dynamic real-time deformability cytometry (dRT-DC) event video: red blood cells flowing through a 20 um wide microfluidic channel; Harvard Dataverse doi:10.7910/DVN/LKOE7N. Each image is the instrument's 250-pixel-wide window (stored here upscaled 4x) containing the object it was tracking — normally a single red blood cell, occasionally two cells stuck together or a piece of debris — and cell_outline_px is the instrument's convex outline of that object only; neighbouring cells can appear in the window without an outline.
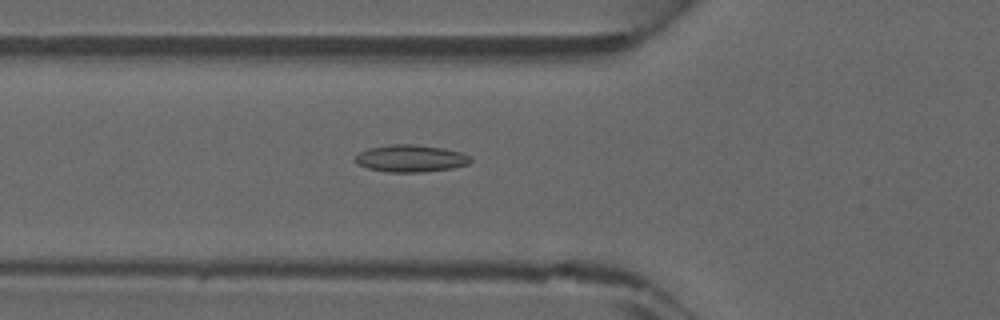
{"species": "common noctule bat (a hibernating species)", "species_latin": "Nyctalus noctula", "temperature_condition": "warm", "stored_images_in_passage": 39, "camera_frame_rate_fps": 3000, "um_per_image_px": 0.085, "animal": {"sex": "male", "forearm_length_mm": 52.5}, "frame": {"image": 1, "passage_image": 10, "time_ms": 3.0, "image_size_px": [1000, 320], "cell_outline_px": [[472, 160], [468, 164], [452, 168], [420, 172], [388, 172], [368, 168], [356, 164], [356, 156], [360, 152], [368, 148], [392, 144], [412, 144], [444, 148], [460, 152], [472, 156]], "centroid_in_image_um": [34.92, 13.46], "position_along_channel_um": 90.9, "area_um2": 18.21}}
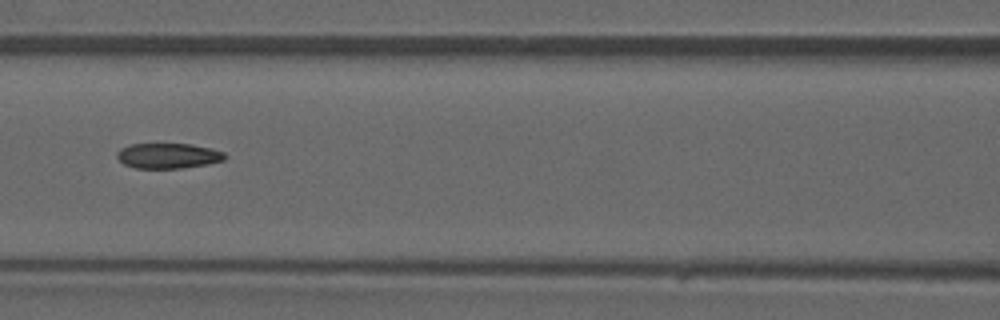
{"frame": {"image": 2, "passage_image": 14, "time_ms": 4.333, "image_size_px": [1000, 320], "cell_outline_px": [[228, 156], [224, 160], [208, 164], [180, 168], [136, 168], [124, 164], [116, 156], [116, 152], [120, 148], [128, 144], [192, 144], [212, 148], [224, 152]], "centroid_in_image_um": [14.3, 13.23], "position_along_channel_um": 152.3, "area_um2": 16.01}}
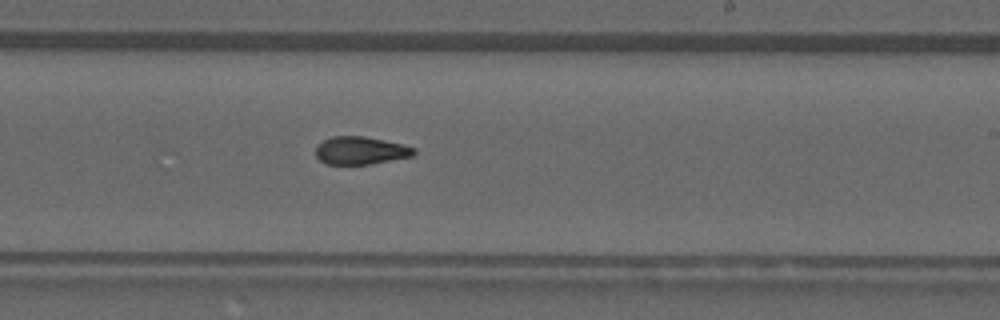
{"frame": {"image": 3, "passage_image": 21, "time_ms": 6.667, "image_size_px": [1000, 320], "cell_outline_px": [[416, 152], [412, 156], [368, 164], [328, 164], [320, 160], [316, 156], [316, 144], [332, 136], [364, 136], [404, 144], [416, 148]], "centroid_in_image_um": [30.65, 12.78], "position_along_channel_um": 258.4, "area_um2": 15.9}}